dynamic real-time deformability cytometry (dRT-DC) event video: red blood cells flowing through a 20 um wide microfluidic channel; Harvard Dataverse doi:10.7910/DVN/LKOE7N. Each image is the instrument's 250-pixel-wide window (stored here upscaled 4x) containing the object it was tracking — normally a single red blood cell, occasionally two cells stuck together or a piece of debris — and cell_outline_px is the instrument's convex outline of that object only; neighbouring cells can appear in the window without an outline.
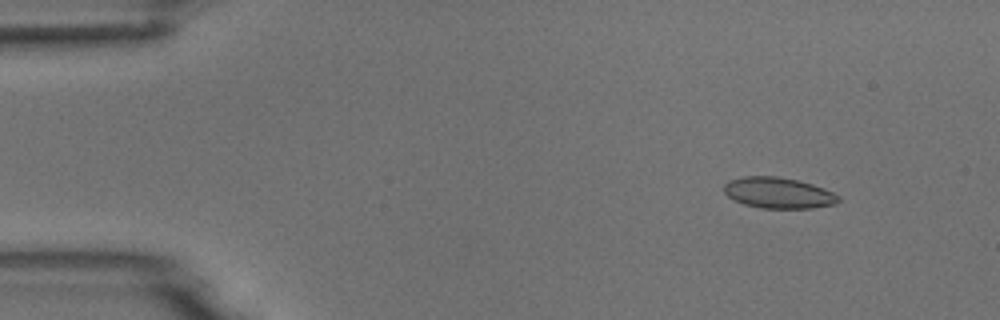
{"species": "common noctule bat (a hibernating species)", "species_latin": "Nyctalus noctula", "temperature_condition": "room temperature", "stored_images_in_passage": 8, "camera_frame_rate_fps": 3000, "um_per_image_px": 0.085, "animal": {"sex": "male", "body_mass_g": 18.8}, "frame": {"image": 1, "passage_image": 2, "time_ms": 1.0, "image_size_px": [1000, 320], "cell_outline_px": [[840, 200], [836, 204], [812, 208], [760, 208], [744, 204], [728, 196], [724, 192], [724, 184], [728, 180], [744, 176], [776, 176], [796, 180], [812, 184], [824, 188], [840, 196]], "centroid_in_image_um": [66.17, 16.39], "position_along_channel_um": 18.8, "area_um2": 20.63}}
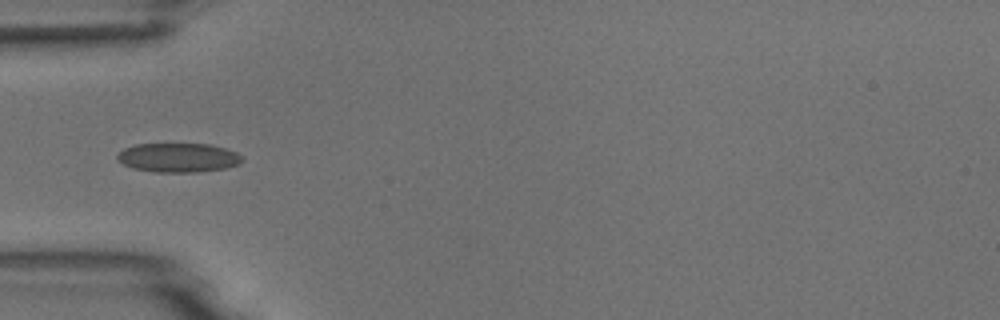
{"frame": {"image": 2, "passage_image": 5, "time_ms": 4.667, "image_size_px": [1000, 320], "cell_outline_px": [[244, 160], [240, 164], [224, 168], [196, 172], [156, 172], [132, 168], [116, 160], [116, 156], [124, 148], [136, 144], [208, 144], [224, 148], [236, 152]], "centroid_in_image_um": [15.13, 13.4], "position_along_channel_um": 69.9, "area_um2": 21.15}}